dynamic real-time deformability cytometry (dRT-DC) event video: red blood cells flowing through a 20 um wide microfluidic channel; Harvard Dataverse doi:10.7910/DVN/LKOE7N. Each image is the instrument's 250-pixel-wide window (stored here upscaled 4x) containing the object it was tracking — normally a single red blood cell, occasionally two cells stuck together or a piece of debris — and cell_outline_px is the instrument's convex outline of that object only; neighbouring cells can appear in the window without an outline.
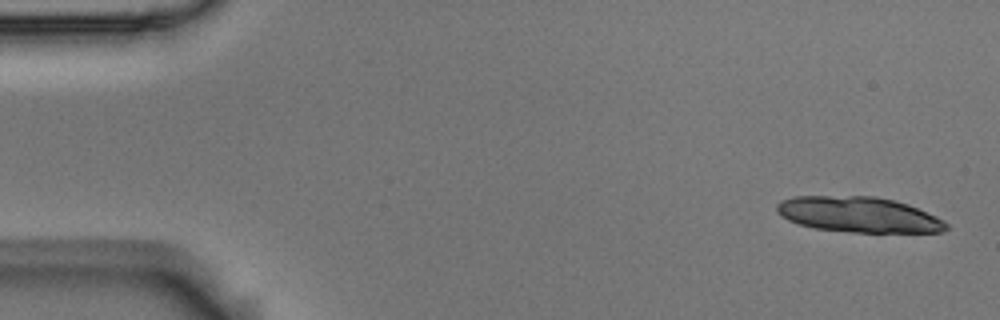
{"species": "Egyptian fruit bat (a non-hibernating species)", "species_latin": "Rousettus aegyptiacus", "temperature_condition": "room temperature", "stored_images_in_passage": 4, "camera_frame_rate_fps": 3000, "um_per_image_px": 0.085, "animal": {"sex": "male"}, "frame": {"image": 1, "passage_image": 1, "time_ms": 0.0, "image_size_px": [1000, 320], "cell_outline_px": [[948, 228], [944, 232], [852, 232], [812, 228], [788, 220], [780, 216], [776, 212], [776, 204], [780, 200], [792, 196], [876, 196], [908, 204], [936, 216], [944, 220], [948, 224]], "centroid_in_image_um": [72.96, 18.24], "position_along_channel_um": 12.0, "area_um2": 35.26}}